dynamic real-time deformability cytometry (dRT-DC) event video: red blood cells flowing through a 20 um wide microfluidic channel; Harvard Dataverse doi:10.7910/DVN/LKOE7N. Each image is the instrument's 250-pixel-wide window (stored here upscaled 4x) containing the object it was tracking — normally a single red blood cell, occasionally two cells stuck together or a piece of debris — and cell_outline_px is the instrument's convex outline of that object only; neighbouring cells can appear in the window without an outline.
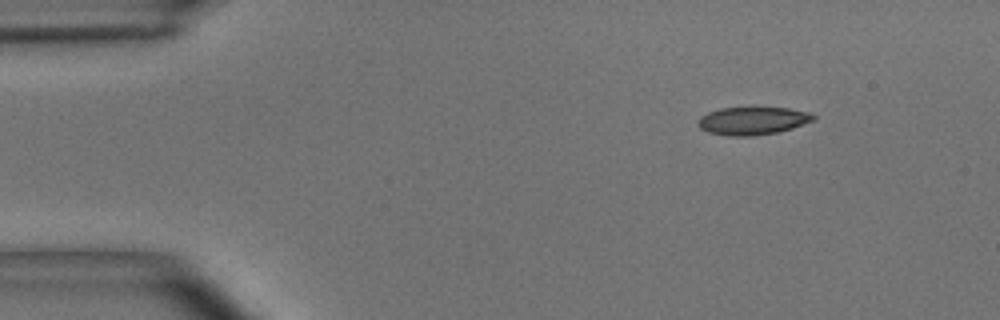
{"species": "common noctule bat (a hibernating species)", "species_latin": "Nyctalus noctula", "temperature_condition": "room temperature", "stored_images_in_passage": 48, "camera_frame_rate_fps": 3000, "um_per_image_px": 0.085, "animal": {"sex": "male", "body_mass_g": 15.6}, "frame": {"image": 1, "passage_image": 1, "time_ms": 0.0, "image_size_px": [1000, 320], "cell_outline_px": [[816, 120], [792, 128], [776, 132], [752, 136], [728, 136], [708, 132], [700, 128], [696, 124], [696, 120], [700, 116], [708, 112], [720, 108], [788, 108], [808, 112], [816, 116]], "centroid_in_image_um": [63.94, 10.27], "position_along_channel_um": 21.1, "area_um2": 18.79}}
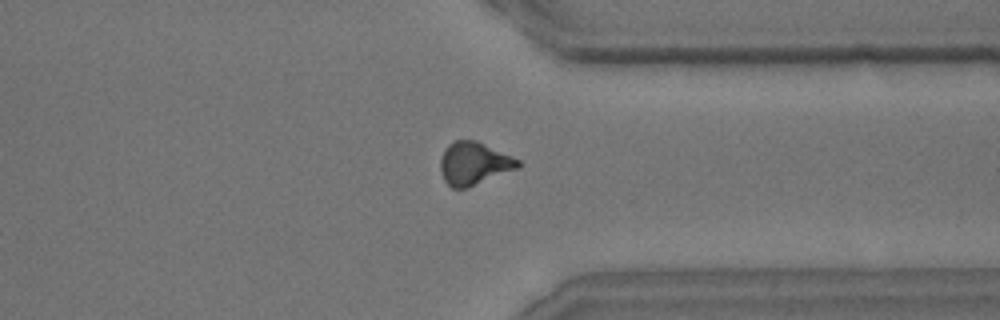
{"frame": {"image": 2, "passage_image": 36, "time_ms": 11.667, "image_size_px": [1000, 320], "cell_outline_px": [[520, 168], [468, 188], [452, 188], [444, 180], [440, 172], [440, 160], [448, 144], [456, 140], [476, 140], [512, 156], [520, 160]], "centroid_in_image_um": [40.3, 13.91], "position_along_channel_um": 371.1, "area_um2": 19.48}}
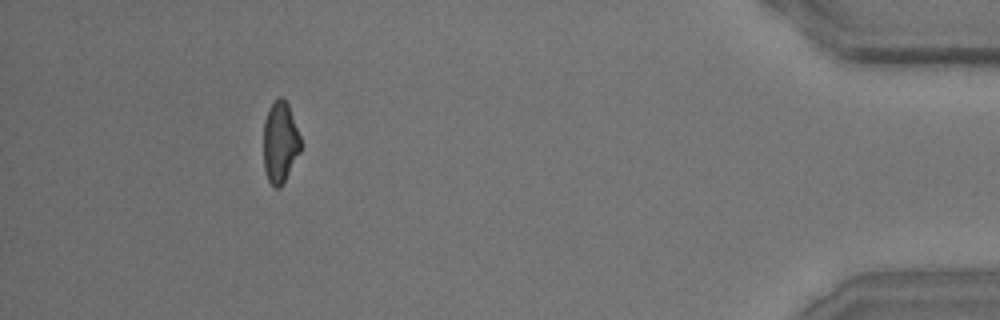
{"frame": {"image": 3, "passage_image": 44, "time_ms": 14.333, "image_size_px": [1000, 320], "cell_outline_px": [[300, 152], [280, 188], [276, 188], [268, 180], [264, 168], [264, 120], [268, 108], [280, 96], [288, 104], [300, 136]], "centroid_in_image_um": [23.8, 12.09], "position_along_channel_um": 411.4, "area_um2": 17.34}, "authors_computed_cell_mechanics": {"area_um2": 19.2185, "velocity_mm_per_s": 3.6699, "shape_relaxation_time_tau1_ms": 8.7186, "shape_relaxation_time_tau2_ms": 1.1196, "deformation_change_tau1": 0.1913, "deformation_change_tau2": 0.0852}}